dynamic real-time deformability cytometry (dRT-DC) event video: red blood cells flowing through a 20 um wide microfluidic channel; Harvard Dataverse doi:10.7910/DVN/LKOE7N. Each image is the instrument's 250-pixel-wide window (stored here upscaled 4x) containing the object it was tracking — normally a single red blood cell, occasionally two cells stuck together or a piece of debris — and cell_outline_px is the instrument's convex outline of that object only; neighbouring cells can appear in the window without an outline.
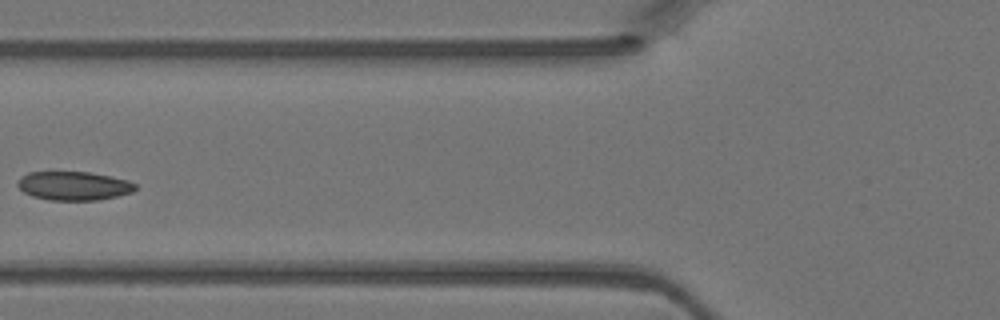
{"species": "Egyptian fruit bat (a non-hibernating species)", "species_latin": "Rousettus aegyptiacus", "temperature_condition": "warm", "stored_images_in_passage": 6, "segment_of_instrument_passage": [2, 2], "camera_frame_rate_fps": 3000, "um_per_image_px": 0.085, "animal": {"sex": "female"}, "frame": {"image": 1, "passage_image": 6, "time_ms": 1.667, "image_size_px": [1000, 320], "cell_outline_px": [[136, 188], [132, 192], [116, 196], [96, 200], [48, 200], [32, 196], [24, 192], [16, 184], [16, 180], [20, 176], [28, 172], [88, 172], [112, 176], [128, 180], [136, 184]], "centroid_in_image_um": [6.23, 15.79], "position_along_channel_um": 119.6, "area_um2": 19.83}}